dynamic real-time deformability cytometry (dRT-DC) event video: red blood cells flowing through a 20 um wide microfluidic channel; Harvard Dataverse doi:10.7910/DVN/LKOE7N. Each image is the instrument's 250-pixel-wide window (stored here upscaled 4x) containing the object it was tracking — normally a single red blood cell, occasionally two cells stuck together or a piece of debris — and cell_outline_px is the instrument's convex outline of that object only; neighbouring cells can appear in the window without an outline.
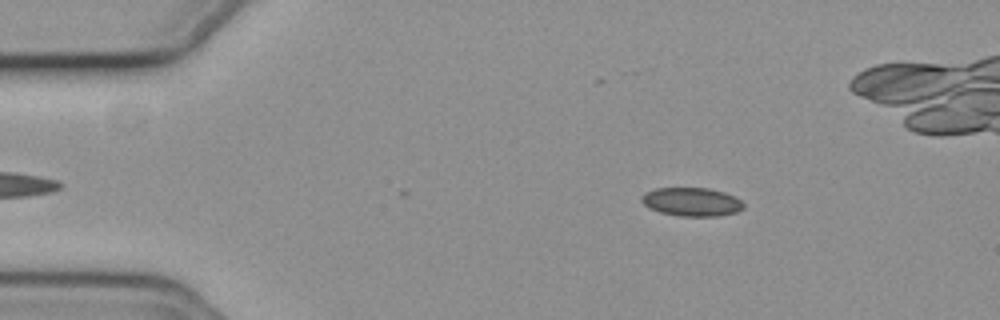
{"species": "common noctule bat (a hibernating species)", "species_latin": "Nyctalus noctula", "temperature_condition": "cold", "stored_images_in_passage": 6, "camera_frame_rate_fps": 3000, "um_per_image_px": 0.085, "animal": {"sex": "female", "body_mass_g": 19.3, "forearm_length_mm": 54.1}, "frame": {"image": 1, "passage_image": 6, "time_ms": 1.667, "image_size_px": [1000, 320], "cell_outline_px": [[744, 208], [736, 212], [716, 216], [680, 216], [660, 212], [648, 208], [640, 200], [640, 196], [644, 192], [656, 188], [708, 188], [724, 192], [736, 196], [744, 204]], "centroid_in_image_um": [58.77, 17.15], "position_along_channel_um": 26.2, "area_um2": 17.11}}